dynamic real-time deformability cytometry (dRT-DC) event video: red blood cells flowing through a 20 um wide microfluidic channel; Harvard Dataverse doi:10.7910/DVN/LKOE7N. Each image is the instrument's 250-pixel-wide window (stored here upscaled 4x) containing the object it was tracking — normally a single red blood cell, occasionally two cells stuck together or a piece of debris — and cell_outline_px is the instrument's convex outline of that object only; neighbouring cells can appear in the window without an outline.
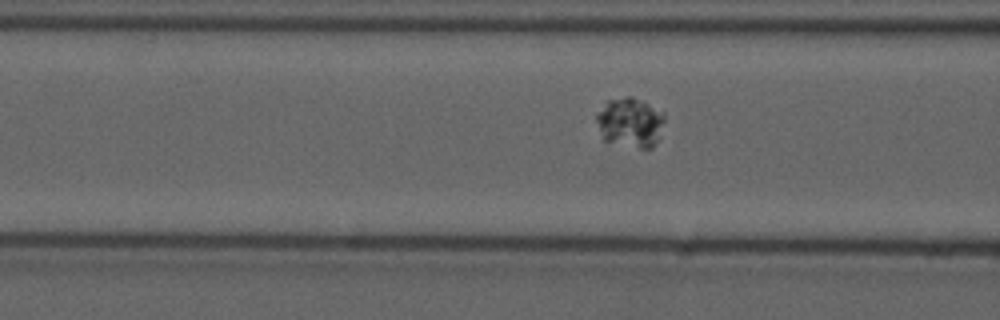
{"species": "common noctule bat (a hibernating species)", "species_latin": "Nyctalus noctula", "temperature_condition": "cold", "stored_images_in_passage": 41, "camera_frame_rate_fps": 3000, "um_per_image_px": 0.085, "animal": {"sex": "male", "forearm_length_mm": 52.5}, "frame": {"image": 1, "passage_image": 10, "time_ms": 3.0, "image_size_px": [1000, 320], "cell_outline_px": [[664, 120], [656, 140], [652, 148], [640, 148], [604, 140], [596, 120], [596, 116], [608, 100], [628, 96], [632, 96], [664, 112]], "centroid_in_image_um": [53.57, 10.39], "position_along_channel_um": 113.0, "area_um2": 19.13}}
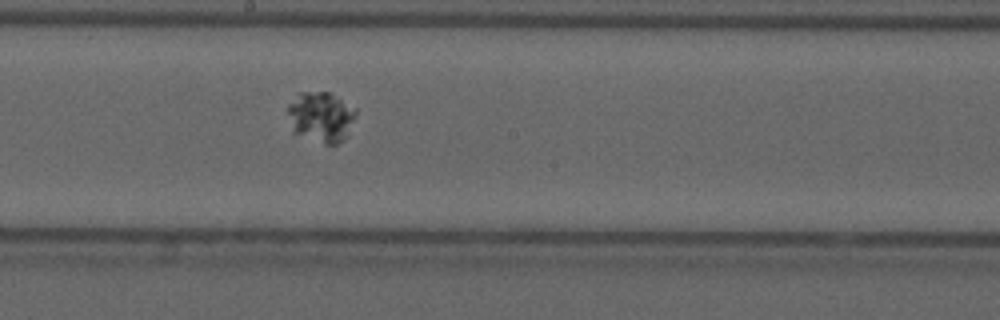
{"frame": {"image": 2, "passage_image": 19, "time_ms": 6.0, "image_size_px": [1000, 320], "cell_outline_px": [[356, 112], [348, 136], [344, 140], [336, 144], [324, 144], [292, 132], [288, 112], [288, 104], [300, 92], [328, 92], [356, 108]], "centroid_in_image_um": [27.29, 9.95], "position_along_channel_um": 220.9, "area_um2": 19.94}}
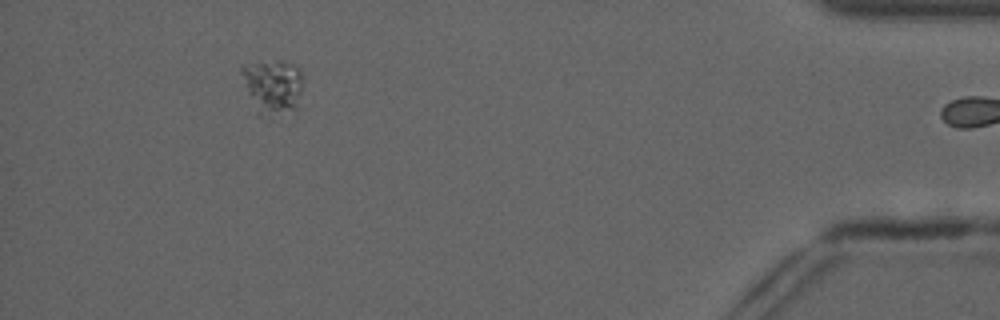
{"frame": {"image": 3, "passage_image": 40, "time_ms": 13.0, "image_size_px": [1000, 320], "cell_outline_px": [[304, 80], [296, 108], [260, 116], [256, 112], [244, 84], [240, 72], [240, 68], [244, 64], [276, 60], [284, 60], [300, 68]], "centroid_in_image_um": [23.17, 7.27], "position_along_channel_um": 412.0, "area_um2": 19.36}}